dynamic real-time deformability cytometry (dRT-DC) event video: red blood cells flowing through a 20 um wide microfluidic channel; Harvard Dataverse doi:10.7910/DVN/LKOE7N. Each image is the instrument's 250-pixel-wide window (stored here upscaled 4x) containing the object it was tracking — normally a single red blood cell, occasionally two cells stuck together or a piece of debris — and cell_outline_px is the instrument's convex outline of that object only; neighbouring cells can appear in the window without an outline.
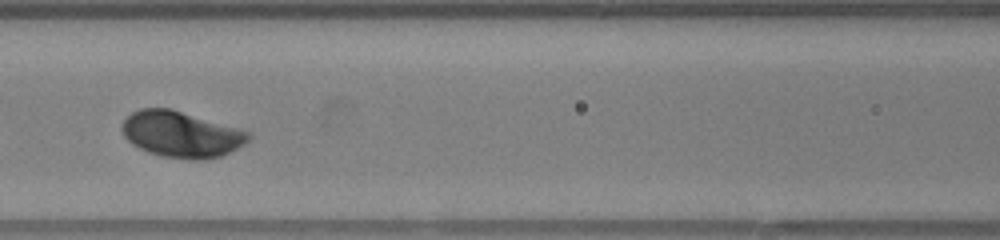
{"species": "human", "species_latin": "Homo sapiens", "temperature_condition": "warm", "stored_images_in_passage": 37, "segment_of_instrument_passage": [2, 2], "camera_frame_rate_fps": 3000, "um_per_image_px": 0.085, "donor": {"sex": "female"}, "frame": {"image": 1, "passage_image": 15, "time_ms": 4.667, "image_size_px": [1000, 240], "cell_outline_px": [[252, 136], [244, 144], [220, 156], [204, 160], [192, 160], [164, 156], [148, 152], [132, 144], [124, 136], [120, 128], [124, 120], [132, 112], [140, 108], [172, 108], [252, 132]], "centroid_in_image_um": [15.41, 11.4], "position_along_channel_um": 151.2, "area_um2": 34.04}}
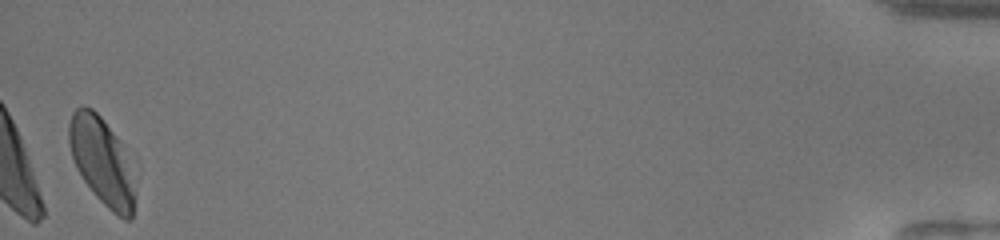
{"frame": {"image": 2, "passage_image": 37, "time_ms": 12.0, "image_size_px": [1000, 240], "cell_outline_px": [[136, 196], [132, 220], [124, 220], [112, 212], [92, 192], [76, 168], [68, 144], [68, 124], [72, 112], [76, 108], [84, 104], [92, 108], [104, 120], [120, 140], [136, 192]], "centroid_in_image_um": [8.63, 13.7], "position_along_channel_um": 426.6, "area_um2": 33.52}}